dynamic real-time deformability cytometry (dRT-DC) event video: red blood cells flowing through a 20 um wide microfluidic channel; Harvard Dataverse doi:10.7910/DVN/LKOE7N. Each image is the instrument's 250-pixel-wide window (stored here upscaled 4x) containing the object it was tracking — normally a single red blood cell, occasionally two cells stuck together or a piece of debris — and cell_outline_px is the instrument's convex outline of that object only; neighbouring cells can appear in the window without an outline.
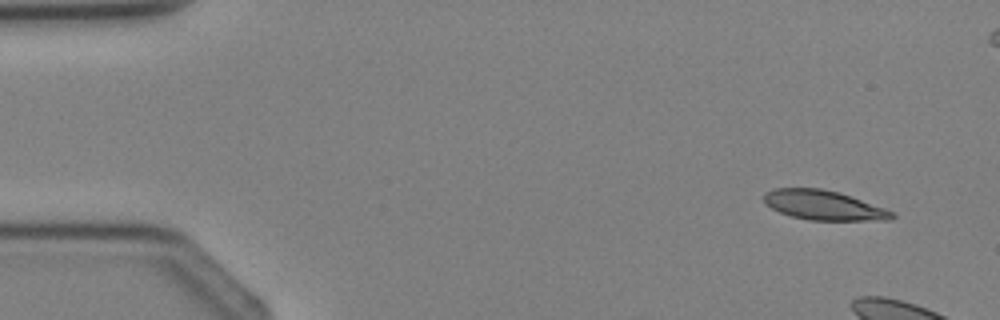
{"species": "Egyptian fruit bat (a non-hibernating species)", "species_latin": "Rousettus aegyptiacus", "temperature_condition": "cold", "stored_images_in_passage": 5, "camera_frame_rate_fps": 3000, "um_per_image_px": 0.085, "animal": {"sex": "female"}, "frame": {"image": 1, "passage_image": 1, "time_ms": 0.0, "image_size_px": [1000, 320], "cell_outline_px": [[896, 216], [892, 220], [808, 220], [792, 216], [780, 212], [764, 204], [764, 192], [772, 188], [820, 188], [840, 192], [852, 196], [896, 212]], "centroid_in_image_um": [70.03, 17.44], "position_along_channel_um": 15.0, "area_um2": 22.31}}
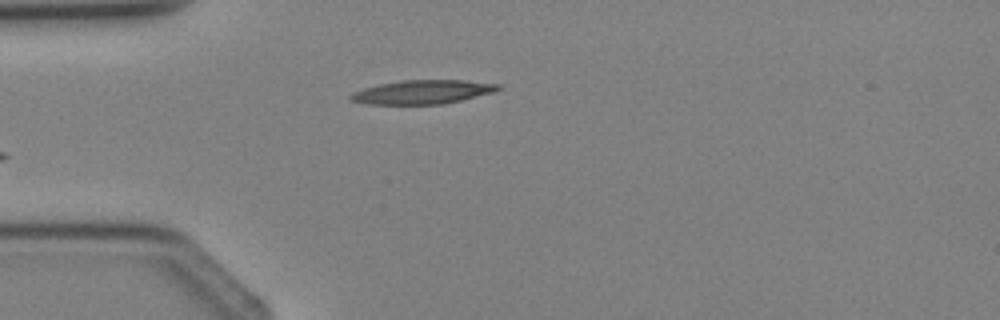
{"frame": {"image": 2, "passage_image": 5, "time_ms": 4.667, "image_size_px": [1000, 320], "cell_outline_px": [[504, 88], [492, 92], [444, 104], [368, 104], [352, 100], [348, 96], [352, 92], [364, 88], [380, 84], [404, 80], [464, 80], [500, 84]], "centroid_in_image_um": [35.93, 7.81], "position_along_channel_um": 49.1, "area_um2": 20.35}}